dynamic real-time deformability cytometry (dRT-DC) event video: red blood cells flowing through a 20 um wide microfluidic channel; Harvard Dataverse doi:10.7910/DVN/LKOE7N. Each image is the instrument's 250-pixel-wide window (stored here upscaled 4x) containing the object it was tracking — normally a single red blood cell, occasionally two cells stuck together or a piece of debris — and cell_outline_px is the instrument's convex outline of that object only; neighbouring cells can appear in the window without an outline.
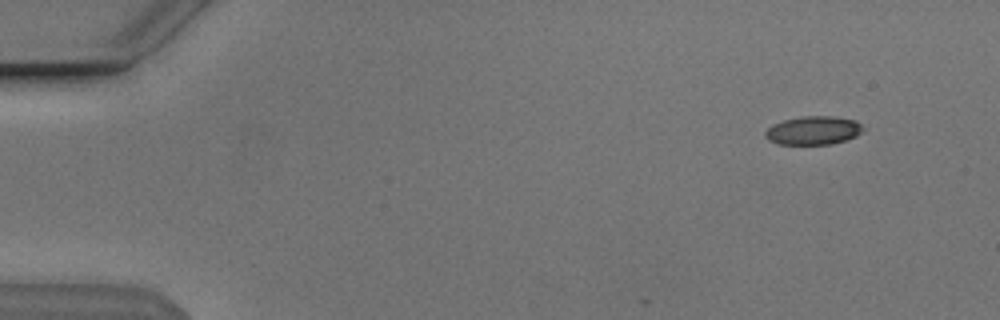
{"species": "Egyptian fruit bat (a non-hibernating species)", "species_latin": "Rousettus aegyptiacus", "temperature_condition": "cold", "stored_images_in_passage": 8, "camera_frame_rate_fps": 3000, "um_per_image_px": 0.085, "animal": {"sex": "male"}, "frame": {"image": 1, "passage_image": 3, "time_ms": 0.667, "image_size_px": [1000, 320], "cell_outline_px": [[864, 128], [856, 136], [832, 144], [780, 144], [768, 140], [764, 136], [764, 132], [772, 124], [784, 120], [804, 116], [832, 116], [856, 120]], "centroid_in_image_um": [69.11, 11.08], "position_along_channel_um": 15.9, "area_um2": 16.18}}